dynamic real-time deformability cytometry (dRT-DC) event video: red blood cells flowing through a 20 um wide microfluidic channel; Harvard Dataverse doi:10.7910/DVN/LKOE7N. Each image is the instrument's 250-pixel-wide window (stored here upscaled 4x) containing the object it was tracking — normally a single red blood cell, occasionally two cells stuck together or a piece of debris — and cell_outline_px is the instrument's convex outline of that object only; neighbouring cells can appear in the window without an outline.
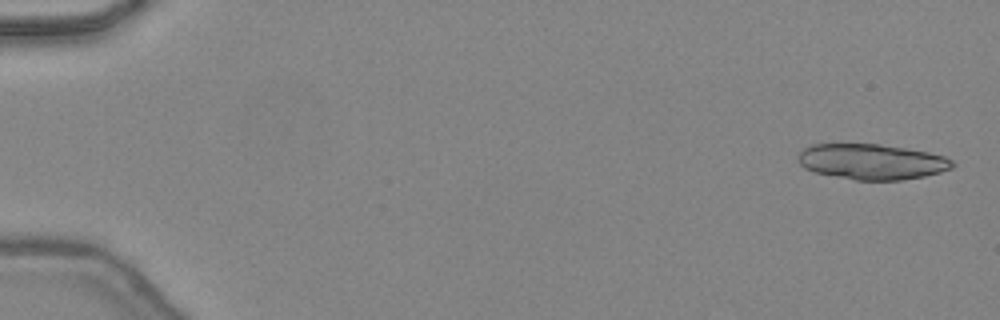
{"species": "common noctule bat (a hibernating species)", "species_latin": "Nyctalus noctula", "temperature_condition": "warm", "stored_images_in_passage": 20, "camera_frame_rate_fps": 3000, "um_per_image_px": 0.085, "animal": {"sex": "female", "body_mass_g": 24.6, "forearm_length_mm": 56.2}, "frame": {"image": 1, "passage_image": 2, "time_ms": 0.333, "image_size_px": [1000, 320], "cell_outline_px": [[956, 164], [952, 168], [940, 172], [924, 176], [900, 180], [856, 180], [816, 172], [804, 168], [796, 160], [796, 156], [804, 148], [812, 144], [880, 144], [908, 148], [928, 152], [944, 156], [952, 160]], "centroid_in_image_um": [74.1, 13.73], "position_along_channel_um": 10.9, "area_um2": 32.02}}
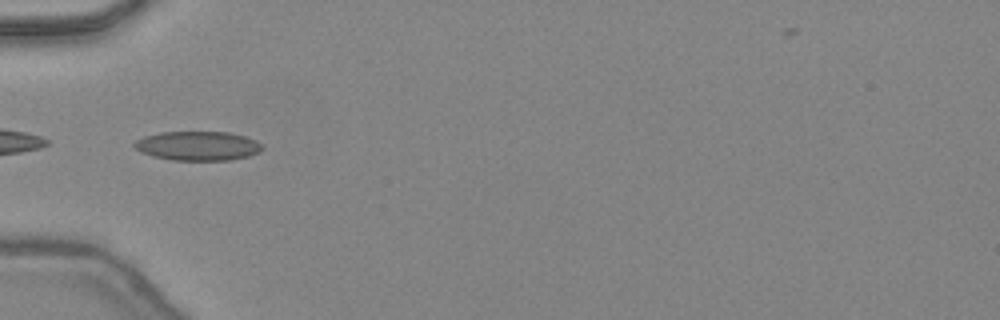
{"frame": {"image": 2, "passage_image": 17, "time_ms": 5.333, "image_size_px": [1000, 320], "cell_outline_px": [[264, 148], [260, 152], [248, 156], [232, 160], [172, 160], [152, 156], [140, 152], [132, 144], [136, 140], [144, 136], [160, 132], [228, 132], [244, 136], [256, 140]], "centroid_in_image_um": [16.81, 12.4], "position_along_channel_um": 68.2, "area_um2": 21.85}}